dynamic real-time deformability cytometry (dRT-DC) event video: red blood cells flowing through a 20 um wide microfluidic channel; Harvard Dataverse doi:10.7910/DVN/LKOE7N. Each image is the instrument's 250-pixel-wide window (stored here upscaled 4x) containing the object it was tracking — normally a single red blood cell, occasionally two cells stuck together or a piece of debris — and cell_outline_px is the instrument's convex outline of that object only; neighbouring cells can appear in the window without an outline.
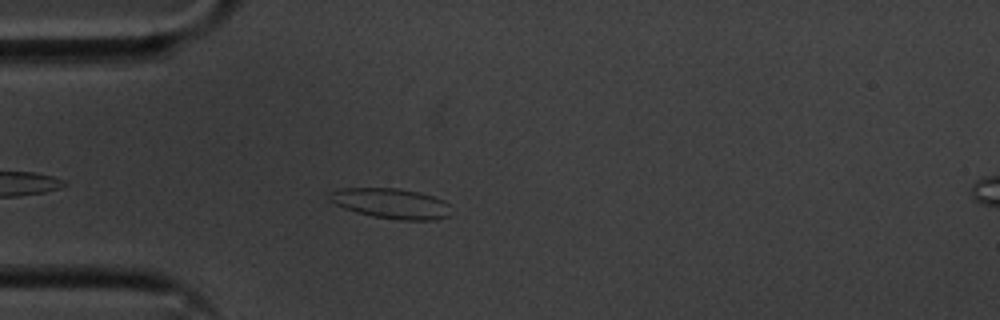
{"species": "common noctule bat (a hibernating species)", "species_latin": "Nyctalus noctula", "temperature_condition": "cold", "stored_images_in_passage": 34, "camera_frame_rate_fps": 3000, "um_per_image_px": 0.085, "animal": {"sex": "male", "body_mass_g": 20.1, "forearm_length_mm": 53.5}, "frame": {"image": 1, "passage_image": 2, "time_ms": 0.333, "image_size_px": [1000, 320], "cell_outline_px": [[448, 216], [436, 220], [400, 220], [376, 216], [356, 212], [344, 208], [328, 200], [328, 196], [332, 192], [340, 188], [400, 188], [420, 192], [444, 200], [448, 204]], "centroid_in_image_um": [33.24, 17.28], "position_along_channel_um": 51.8, "area_um2": 21.27}}
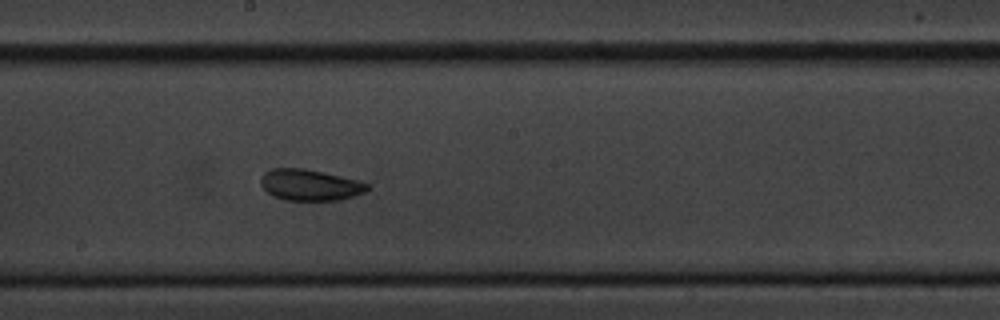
{"frame": {"image": 2, "passage_image": 17, "time_ms": 5.333, "image_size_px": [1000, 320], "cell_outline_px": [[368, 188], [364, 192], [340, 200], [284, 200], [272, 196], [260, 184], [260, 180], [264, 172], [272, 168], [304, 168], [324, 172], [356, 180], [368, 184]], "centroid_in_image_um": [26.29, 15.72], "position_along_channel_um": 221.9, "area_um2": 19.25}}
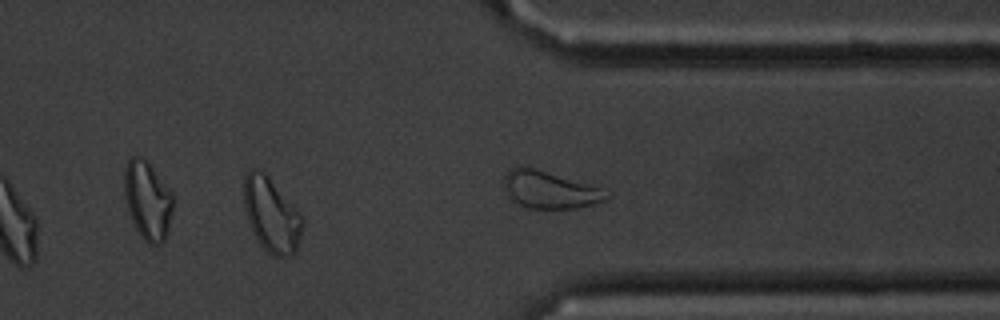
{"frame": {"image": 3, "passage_image": 29, "time_ms": 9.333, "image_size_px": [1000, 320], "cell_outline_px": [[304, 224], [296, 252], [292, 256], [272, 256], [260, 244], [248, 220], [244, 208], [244, 176], [252, 168], [260, 168], [268, 176], [300, 212], [304, 220]], "centroid_in_image_um": [23.09, 18.26], "position_along_channel_um": 388.3, "area_um2": 25.37}, "authors_computed_cell_mechanics": {"area_um2": 19.5653, "velocity_mm_per_s": 3.5713, "shape_relaxation_time_tau1_ms": 4.6156, "shape_relaxation_time_tau2_ms": 2.2838, "deformation_change_tau1": 0.085, "deformation_change_tau2": 0.0752}}